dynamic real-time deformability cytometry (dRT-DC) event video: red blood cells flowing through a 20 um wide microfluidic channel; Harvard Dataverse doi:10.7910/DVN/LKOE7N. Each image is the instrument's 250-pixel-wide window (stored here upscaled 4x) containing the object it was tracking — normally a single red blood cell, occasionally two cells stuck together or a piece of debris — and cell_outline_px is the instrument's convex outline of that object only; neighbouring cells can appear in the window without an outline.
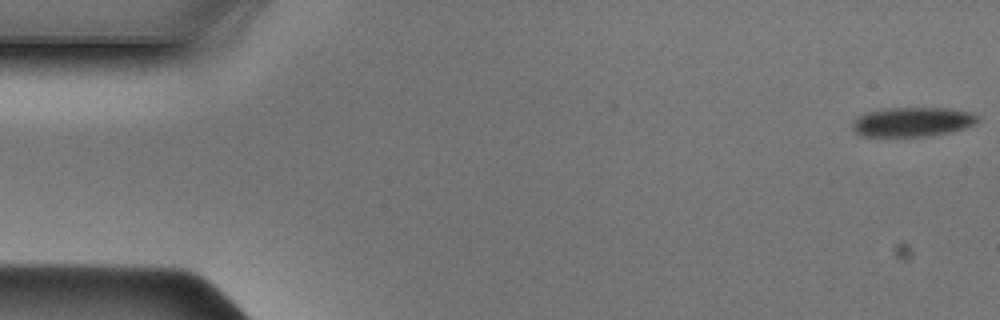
{"species": "Egyptian fruit bat (a non-hibernating species)", "species_latin": "Rousettus aegyptiacus", "temperature_condition": "cold", "stored_images_in_passage": 49, "segment_of_instrument_passage": [1, 2], "camera_frame_rate_fps": 3000, "um_per_image_px": 0.085, "animal": {"sex": "male"}, "frame": {"image": 1, "passage_image": 1, "time_ms": 0.0, "image_size_px": [1000, 320], "cell_outline_px": [[980, 120], [976, 124], [964, 128], [948, 132], [924, 136], [860, 136], [852, 128], [852, 124], [856, 116], [868, 112], [888, 108], [948, 108], [968, 112], [980, 116]], "centroid_in_image_um": [77.56, 10.35], "position_along_channel_um": 7.4, "area_um2": 21.39}}
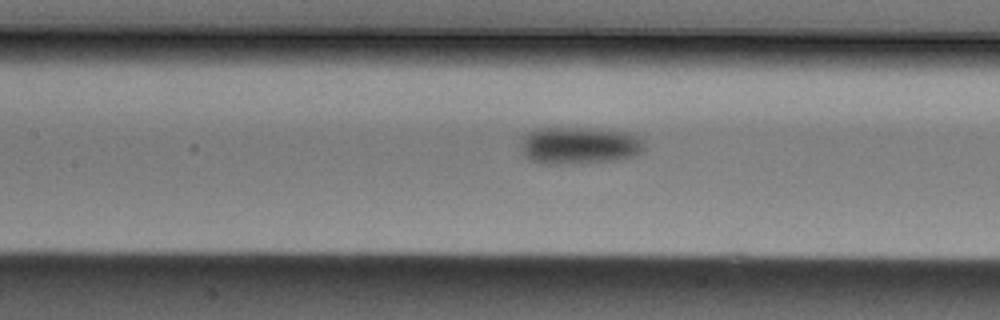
{"frame": {"image": 2, "passage_image": 21, "time_ms": 6.667, "image_size_px": [1000, 320], "cell_outline_px": [[644, 148], [640, 152], [632, 156], [616, 160], [572, 164], [544, 164], [532, 160], [524, 156], [524, 136], [528, 132], [540, 128], [588, 128], [628, 132], [636, 136], [644, 144]], "centroid_in_image_um": [49.25, 12.37], "position_along_channel_um": 158.1, "area_um2": 26.41}}
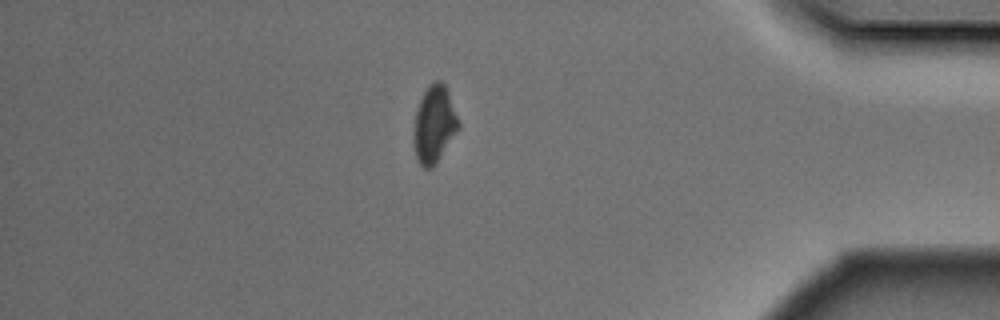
{"frame": {"image": 3, "passage_image": 41, "time_ms": 13.333, "image_size_px": [1000, 320], "cell_outline_px": [[460, 128], [436, 164], [432, 168], [424, 168], [416, 160], [416, 108], [428, 84], [436, 80], [440, 80], [444, 84], [448, 92], [460, 124]], "centroid_in_image_um": [36.95, 10.56], "position_along_channel_um": 398.2, "area_um2": 19.65}}